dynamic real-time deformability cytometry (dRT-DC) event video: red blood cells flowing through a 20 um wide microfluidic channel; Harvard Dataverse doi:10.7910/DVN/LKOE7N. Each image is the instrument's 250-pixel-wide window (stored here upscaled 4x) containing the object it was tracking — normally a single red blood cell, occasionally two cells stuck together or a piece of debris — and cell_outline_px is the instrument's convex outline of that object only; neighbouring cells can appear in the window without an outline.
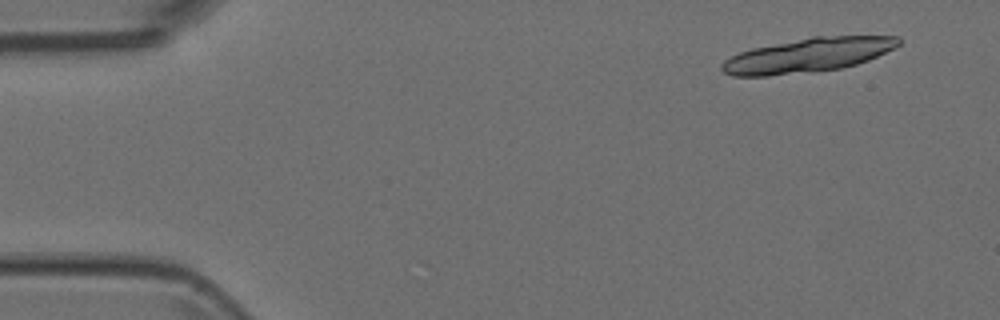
{"species": "Egyptian fruit bat (a non-hibernating species)", "species_latin": "Rousettus aegyptiacus", "temperature_condition": "room temperature", "stored_images_in_passage": 8, "camera_frame_rate_fps": 3000, "um_per_image_px": 0.085, "animal": {"sex": "female"}, "frame": {"image": 1, "passage_image": 2, "time_ms": 0.333, "image_size_px": [1000, 320], "cell_outline_px": [[904, 40], [900, 44], [868, 60], [856, 64], [840, 68], [812, 72], [768, 76], [732, 76], [724, 72], [720, 68], [720, 64], [724, 60], [740, 52], [752, 48], [812, 36], [900, 36]], "centroid_in_image_um": [68.65, 4.69], "position_along_channel_um": 16.3, "area_um2": 35.2}}
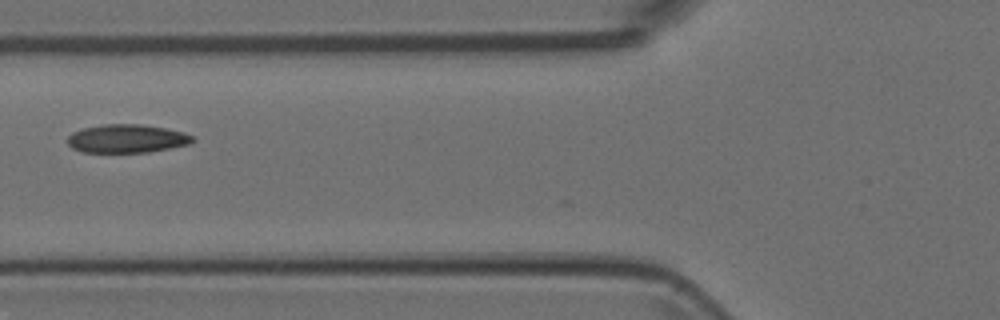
{"frame": {"image": 2, "passage_image": 7, "time_ms": 2.0, "image_size_px": [1000, 320], "cell_outline_px": [[196, 140], [188, 144], [148, 152], [80, 152], [72, 148], [68, 144], [68, 136], [72, 132], [84, 128], [104, 124], [140, 124], [164, 128], [184, 132], [192, 136]], "centroid_in_image_um": [10.76, 11.78], "position_along_channel_um": 115.0, "area_um2": 20.58}}
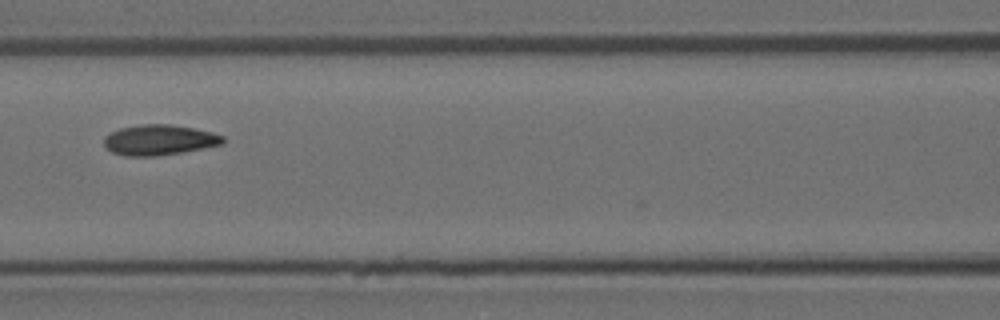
{"frame": {"image": 3, "passage_image": 8, "time_ms": 2.333, "image_size_px": [1000, 320], "cell_outline_px": [[224, 144], [180, 152], [156, 156], [124, 156], [112, 152], [104, 144], [104, 136], [120, 128], [140, 124], [168, 124], [196, 128], [212, 132], [224, 136]], "centroid_in_image_um": [13.54, 11.89], "position_along_channel_um": 153.1, "area_um2": 21.04}}